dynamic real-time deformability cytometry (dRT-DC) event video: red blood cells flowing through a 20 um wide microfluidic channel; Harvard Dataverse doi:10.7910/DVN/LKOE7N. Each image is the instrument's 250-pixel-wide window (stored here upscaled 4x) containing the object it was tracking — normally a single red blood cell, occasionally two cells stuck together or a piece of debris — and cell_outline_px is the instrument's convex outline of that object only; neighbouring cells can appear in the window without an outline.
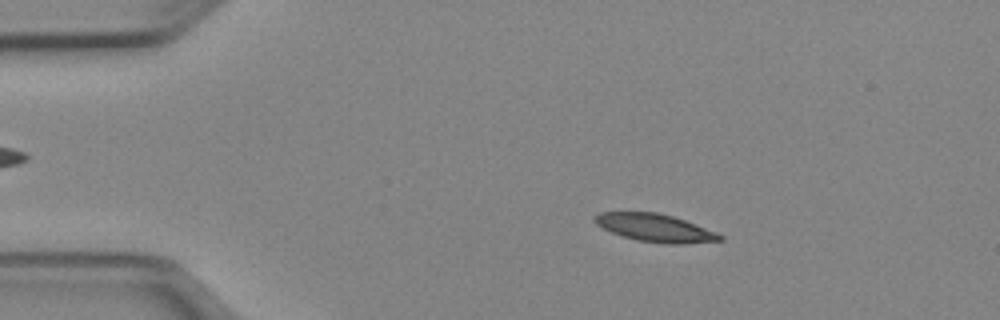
{"species": "Egyptian fruit bat (a non-hibernating species)", "species_latin": "Rousettus aegyptiacus", "temperature_condition": "cold", "stored_images_in_passage": 51, "camera_frame_rate_fps": 3000, "um_per_image_px": 0.085, "animal": {"sex": "female"}, "frame": {"image": 1, "passage_image": 9, "time_ms": 2.667, "image_size_px": [1000, 320], "cell_outline_px": [[724, 240], [680, 244], [668, 244], [636, 240], [612, 232], [596, 224], [592, 220], [592, 216], [600, 212], [656, 212], [672, 216], [684, 220], [716, 232], [724, 236]], "centroid_in_image_um": [55.66, 19.36], "position_along_channel_um": 29.3, "area_um2": 20.17}}
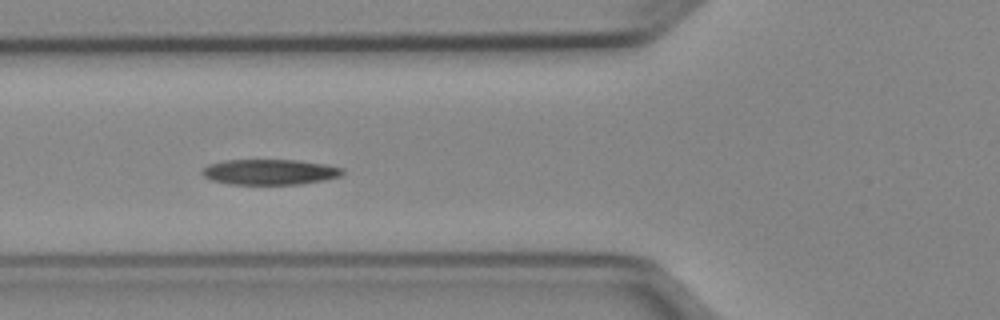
{"frame": {"image": 2, "passage_image": 19, "time_ms": 6.0, "image_size_px": [1000, 320], "cell_outline_px": [[344, 172], [340, 176], [324, 180], [300, 184], [232, 184], [212, 180], [204, 176], [200, 172], [208, 164], [224, 160], [296, 160], [324, 164], [344, 168]], "centroid_in_image_um": [22.93, 14.61], "position_along_channel_um": 102.9, "area_um2": 20.75}}
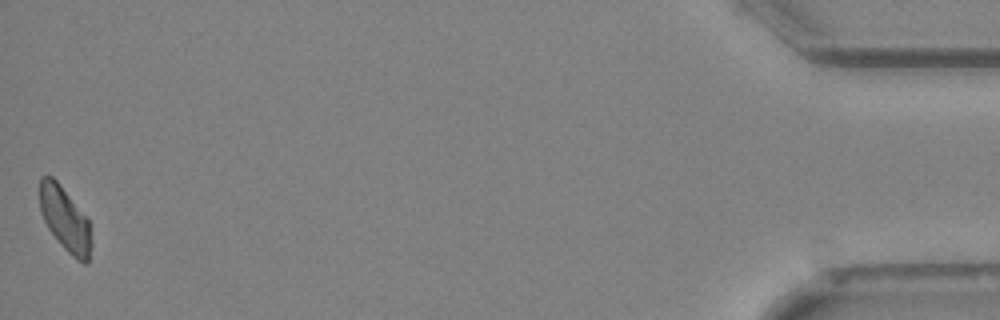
{"frame": {"image": 3, "passage_image": 51, "time_ms": 16.667, "image_size_px": [1000, 320], "cell_outline_px": [[92, 244], [88, 264], [84, 264], [76, 260], [64, 248], [48, 228], [40, 212], [40, 176], [52, 176], [56, 180], [88, 220]], "centroid_in_image_um": [5.53, 18.67], "position_along_channel_um": 429.7, "area_um2": 19.02}, "authors_computed_cell_mechanics": {"area_um2": 20.3456, "velocity_mm_per_s": 3.9443, "shape_relaxation_time_tau1_ms": 4.1559, "shape_relaxation_time_tau2_ms": 8.1653, "deformation_change_tau1": 0.135, "deformation_change_tau2": 0.1616}}